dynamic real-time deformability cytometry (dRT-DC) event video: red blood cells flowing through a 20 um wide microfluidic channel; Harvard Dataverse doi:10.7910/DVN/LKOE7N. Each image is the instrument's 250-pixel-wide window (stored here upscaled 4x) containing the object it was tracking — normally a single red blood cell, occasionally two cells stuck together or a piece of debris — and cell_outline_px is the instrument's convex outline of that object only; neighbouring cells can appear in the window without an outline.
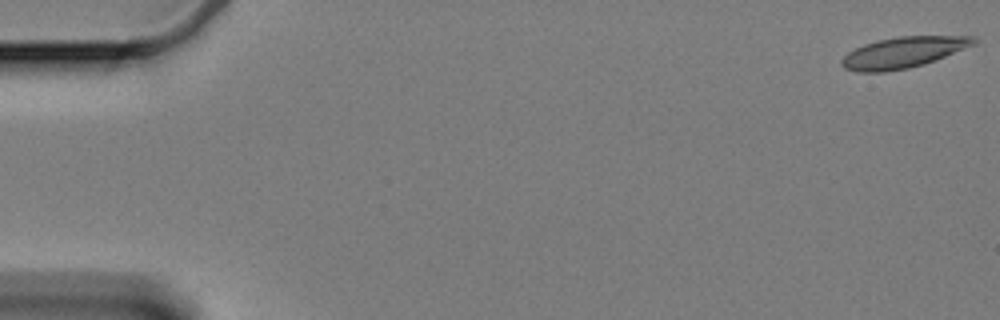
{"species": "Egyptian fruit bat (a non-hibernating species)", "species_latin": "Rousettus aegyptiacus", "temperature_condition": "cold", "stored_images_in_passage": 58, "camera_frame_rate_fps": 3000, "um_per_image_px": 0.085, "animal": {"sex": "female"}, "frame": {"image": 1, "passage_image": 1, "time_ms": 0.0, "image_size_px": [1000, 320], "cell_outline_px": [[976, 44], [936, 60], [924, 64], [908, 68], [884, 72], [856, 72], [844, 68], [840, 64], [840, 60], [848, 52], [864, 44], [876, 40], [900, 36], [972, 36], [976, 40]], "centroid_in_image_um": [76.75, 4.46], "position_along_channel_um": 8.3, "area_um2": 23.87}}
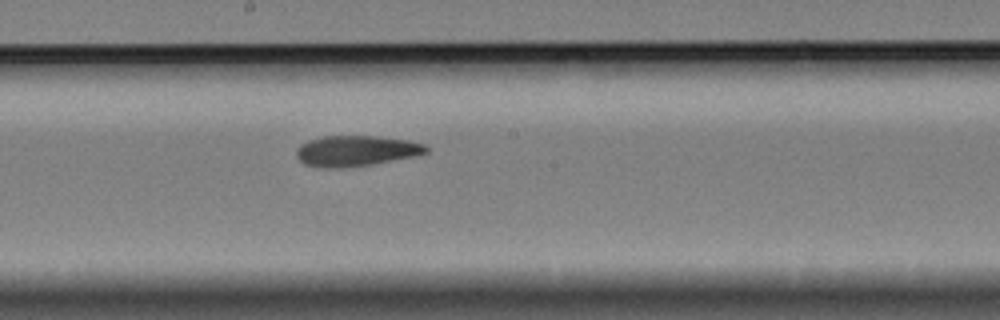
{"frame": {"image": 2, "passage_image": 33, "time_ms": 10.667, "image_size_px": [1000, 320], "cell_outline_px": [[428, 152], [420, 156], [372, 164], [340, 168], [324, 168], [304, 164], [296, 156], [296, 148], [300, 144], [308, 140], [324, 136], [376, 136], [408, 140], [424, 144], [428, 148]], "centroid_in_image_um": [30.28, 12.83], "position_along_channel_um": 217.9, "area_um2": 23.41}}
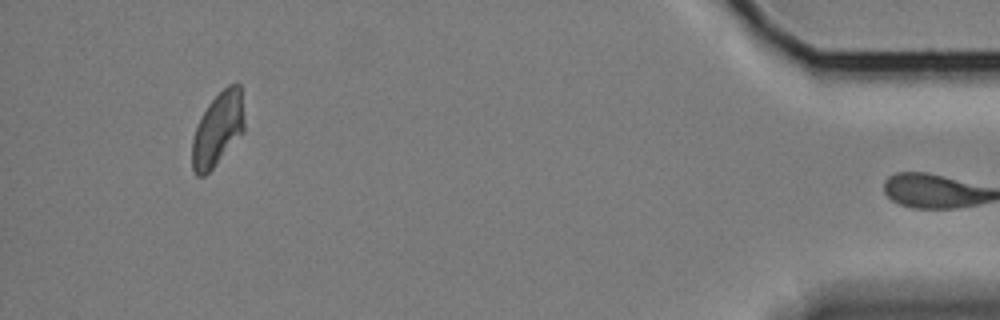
{"frame": {"image": 3, "passage_image": 57, "time_ms": 18.667, "image_size_px": [1000, 320], "cell_outline_px": [[244, 132], [216, 164], [204, 176], [196, 176], [192, 168], [192, 140], [196, 128], [208, 104], [228, 84], [240, 84], [244, 120]], "centroid_in_image_um": [18.52, 11.0], "position_along_channel_um": 416.7, "area_um2": 22.08}, "authors_computed_cell_mechanics": {"area_um2": 23.3801, "velocity_mm_per_s": 3.2976, "shape_relaxation_time_tau1_ms": null, "shape_relaxation_time_tau2_ms": 11.3864, "deformation_change_tau1": null, "deformation_change_tau2": 0.1405}}